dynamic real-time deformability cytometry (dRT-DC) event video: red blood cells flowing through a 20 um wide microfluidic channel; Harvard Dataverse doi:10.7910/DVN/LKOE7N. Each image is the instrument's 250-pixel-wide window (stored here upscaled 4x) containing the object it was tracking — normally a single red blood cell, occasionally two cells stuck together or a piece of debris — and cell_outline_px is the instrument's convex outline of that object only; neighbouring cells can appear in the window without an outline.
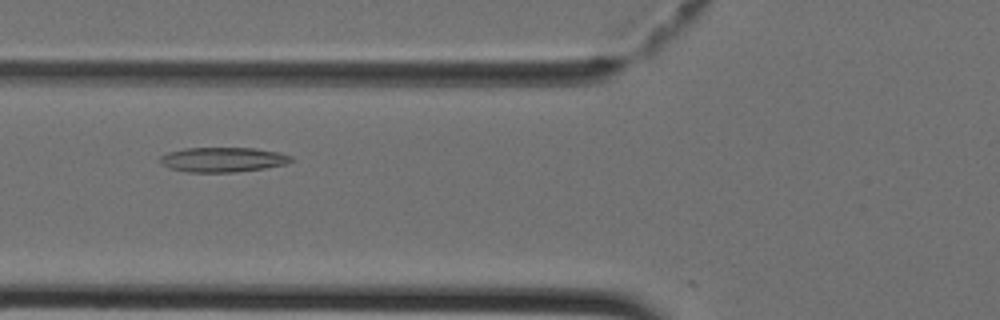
{"species": "Egyptian fruit bat (a non-hibernating species)", "species_latin": "Rousettus aegyptiacus", "temperature_condition": "cold", "stored_images_in_passage": 43, "camera_frame_rate_fps": 3000, "um_per_image_px": 0.085, "animal": {"sex": "female"}, "frame": {"image": 1, "passage_image": 16, "time_ms": 5.0, "image_size_px": [1000, 320], "cell_outline_px": [[292, 160], [284, 164], [264, 168], [236, 172], [188, 172], [168, 168], [160, 164], [160, 156], [168, 152], [184, 148], [256, 148], [280, 152], [292, 156]], "centroid_in_image_um": [18.91, 13.56], "position_along_channel_um": 106.9, "area_um2": 18.96}}
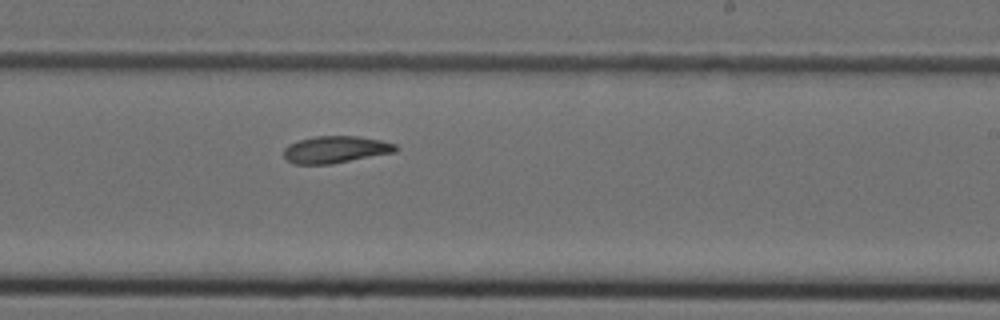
{"frame": {"image": 2, "passage_image": 26, "time_ms": 8.333, "image_size_px": [1000, 320], "cell_outline_px": [[400, 148], [396, 152], [332, 164], [292, 164], [284, 156], [284, 148], [288, 144], [300, 140], [316, 136], [356, 136], [380, 140], [396, 144]], "centroid_in_image_um": [28.54, 12.71], "position_along_channel_um": 260.5, "area_um2": 17.69}}
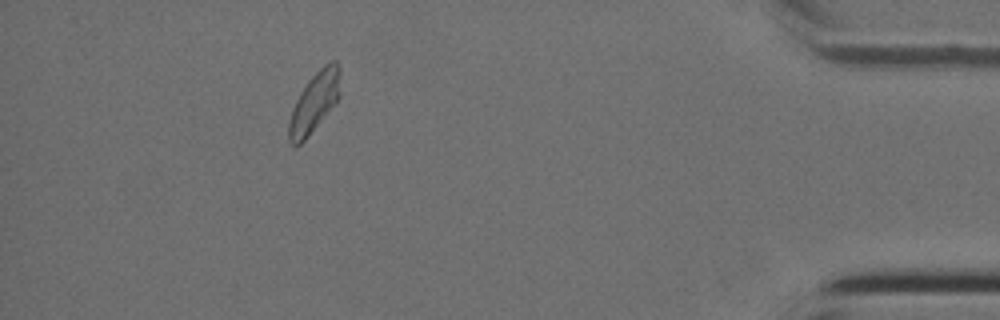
{"frame": {"image": 3, "passage_image": 39, "time_ms": 12.667, "image_size_px": [1000, 320], "cell_outline_px": [[340, 96], [308, 136], [300, 144], [292, 144], [288, 140], [288, 124], [292, 108], [300, 92], [308, 80], [324, 64], [332, 60], [336, 60], [340, 68]], "centroid_in_image_um": [26.72, 8.65], "position_along_channel_um": 408.5, "area_um2": 17.74}}